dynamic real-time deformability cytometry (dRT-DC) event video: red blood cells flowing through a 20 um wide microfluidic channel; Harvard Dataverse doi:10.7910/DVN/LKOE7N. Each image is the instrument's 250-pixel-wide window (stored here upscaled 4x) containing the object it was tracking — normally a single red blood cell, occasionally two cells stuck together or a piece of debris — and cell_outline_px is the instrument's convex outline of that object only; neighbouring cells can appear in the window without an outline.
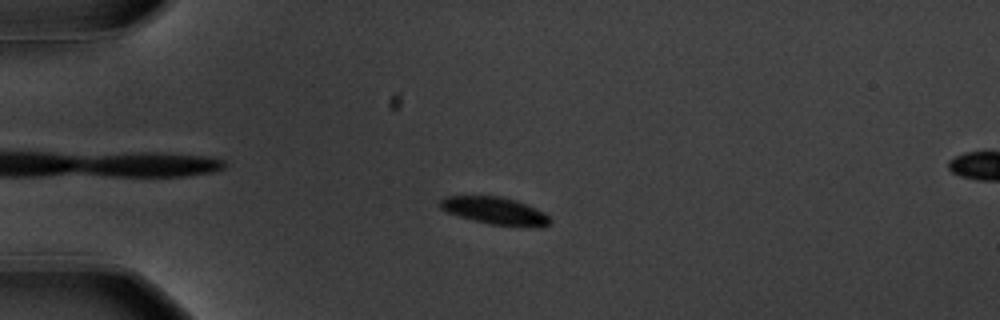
{"species": "common noctule bat (a hibernating species)", "species_latin": "Nyctalus noctula", "temperature_condition": "warm", "stored_images_in_passage": 46, "camera_frame_rate_fps": 3000, "um_per_image_px": 0.085, "animal": {"sex": "male", "body_mass_g": 20.1, "forearm_length_mm": 53.5}, "frame": {"image": 1, "passage_image": 3, "time_ms": 0.667, "image_size_px": [1000, 320], "cell_outline_px": [[552, 220], [548, 224], [540, 228], [536, 228], [492, 224], [472, 220], [448, 212], [440, 208], [436, 204], [444, 196], [500, 196], [516, 200], [536, 208], [544, 212]], "centroid_in_image_um": [42.08, 17.92], "position_along_channel_um": 42.9, "area_um2": 17.69}}
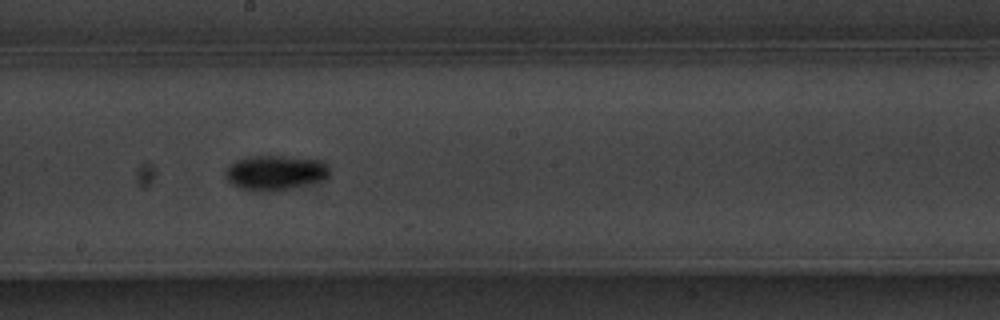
{"frame": {"image": 2, "passage_image": 21, "time_ms": 6.667, "image_size_px": [1000, 320], "cell_outline_px": [[328, 176], [320, 180], [280, 192], [252, 192], [240, 188], [232, 184], [224, 176], [224, 172], [228, 164], [236, 160], [248, 156], [284, 156], [324, 160], [328, 164]], "centroid_in_image_um": [23.35, 14.69], "position_along_channel_um": 224.9, "area_um2": 21.68}}
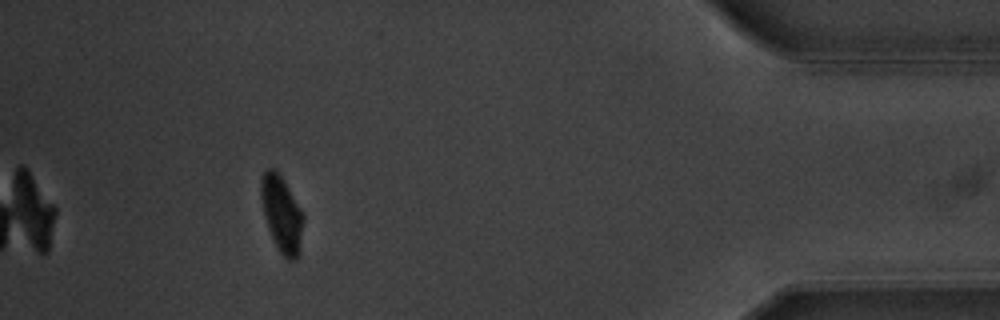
{"frame": {"image": 3, "passage_image": 41, "time_ms": 13.333, "image_size_px": [1000, 320], "cell_outline_px": [[304, 220], [300, 256], [296, 260], [288, 260], [280, 252], [268, 228], [260, 196], [260, 180], [264, 172], [268, 168], [276, 168], [284, 180], [300, 208], [304, 216]], "centroid_in_image_um": [23.97, 18.19], "position_along_channel_um": 411.2, "area_um2": 18.9}, "authors_computed_cell_mechanics": {"area_um2": 18.5249, "velocity_mm_per_s": 3.5497, "shape_relaxation_time_tau1_ms": 1.7842, "shape_relaxation_time_tau2_ms": null, "deformation_change_tau1": 0.1343, "deformation_change_tau2": null}}